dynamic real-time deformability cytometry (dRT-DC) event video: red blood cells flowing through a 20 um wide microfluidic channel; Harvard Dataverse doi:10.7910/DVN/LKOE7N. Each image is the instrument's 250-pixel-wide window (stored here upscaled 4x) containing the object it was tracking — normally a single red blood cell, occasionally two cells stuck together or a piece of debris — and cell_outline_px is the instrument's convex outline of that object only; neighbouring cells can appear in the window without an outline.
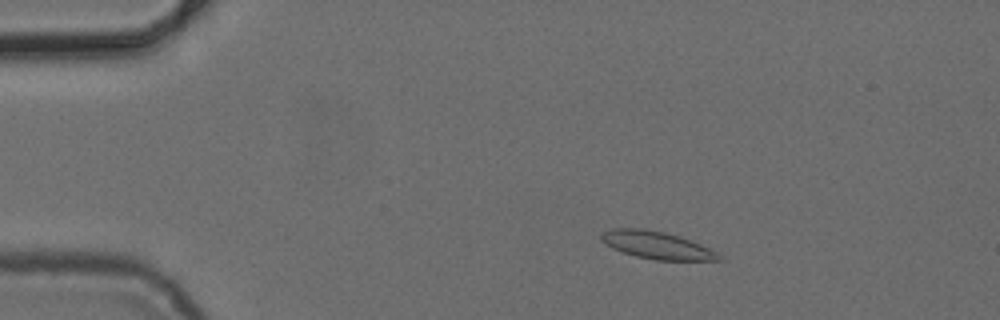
{"species": "common noctule bat (a hibernating species)", "species_latin": "Nyctalus noctula", "temperature_condition": "cold", "stored_images_in_passage": 4, "camera_frame_rate_fps": 3000, "um_per_image_px": 0.085, "animal": {"sex": "female", "body_mass_g": 24.6, "forearm_length_mm": 56.2}, "frame": {"image": 1, "passage_image": 2, "time_ms": 1.333, "image_size_px": [1000, 320], "cell_outline_px": [[724, 260], [652, 260], [636, 256], [612, 248], [600, 240], [600, 236], [604, 232], [612, 228], [644, 228], [664, 232], [680, 236], [700, 244], [716, 252]], "centroid_in_image_um": [55.8, 20.83], "position_along_channel_um": 29.2, "area_um2": 18.73}}